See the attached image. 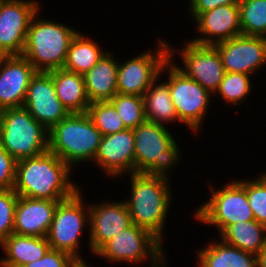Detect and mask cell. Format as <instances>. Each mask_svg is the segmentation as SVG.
Wrapping results in <instances>:
<instances>
[{"label":"cell","mask_w":266,"mask_h":267,"mask_svg":"<svg viewBox=\"0 0 266 267\" xmlns=\"http://www.w3.org/2000/svg\"><path fill=\"white\" fill-rule=\"evenodd\" d=\"M23 107L48 131L69 114L56 95L49 72H36L31 78Z\"/></svg>","instance_id":"cell-15"},{"label":"cell","mask_w":266,"mask_h":267,"mask_svg":"<svg viewBox=\"0 0 266 267\" xmlns=\"http://www.w3.org/2000/svg\"><path fill=\"white\" fill-rule=\"evenodd\" d=\"M76 261L77 259L67 252L50 249L41 259L22 267H72Z\"/></svg>","instance_id":"cell-34"},{"label":"cell","mask_w":266,"mask_h":267,"mask_svg":"<svg viewBox=\"0 0 266 267\" xmlns=\"http://www.w3.org/2000/svg\"><path fill=\"white\" fill-rule=\"evenodd\" d=\"M40 9L37 0L0 3V51L4 56L23 54L30 22Z\"/></svg>","instance_id":"cell-13"},{"label":"cell","mask_w":266,"mask_h":267,"mask_svg":"<svg viewBox=\"0 0 266 267\" xmlns=\"http://www.w3.org/2000/svg\"><path fill=\"white\" fill-rule=\"evenodd\" d=\"M210 242L201 250H195L198 267H257V255L229 245L221 239Z\"/></svg>","instance_id":"cell-23"},{"label":"cell","mask_w":266,"mask_h":267,"mask_svg":"<svg viewBox=\"0 0 266 267\" xmlns=\"http://www.w3.org/2000/svg\"><path fill=\"white\" fill-rule=\"evenodd\" d=\"M17 200L13 189L0 190V244L13 233Z\"/></svg>","instance_id":"cell-33"},{"label":"cell","mask_w":266,"mask_h":267,"mask_svg":"<svg viewBox=\"0 0 266 267\" xmlns=\"http://www.w3.org/2000/svg\"><path fill=\"white\" fill-rule=\"evenodd\" d=\"M189 16L195 21V30L199 33L190 38L196 44L214 46L242 34L239 5H222Z\"/></svg>","instance_id":"cell-18"},{"label":"cell","mask_w":266,"mask_h":267,"mask_svg":"<svg viewBox=\"0 0 266 267\" xmlns=\"http://www.w3.org/2000/svg\"><path fill=\"white\" fill-rule=\"evenodd\" d=\"M162 77L164 76L160 75L142 96L145 117L146 121L159 125H173V122H179V119L171 100L168 83L159 82Z\"/></svg>","instance_id":"cell-25"},{"label":"cell","mask_w":266,"mask_h":267,"mask_svg":"<svg viewBox=\"0 0 266 267\" xmlns=\"http://www.w3.org/2000/svg\"><path fill=\"white\" fill-rule=\"evenodd\" d=\"M37 71L23 55L4 56L0 61V111L23 107L31 78Z\"/></svg>","instance_id":"cell-19"},{"label":"cell","mask_w":266,"mask_h":267,"mask_svg":"<svg viewBox=\"0 0 266 267\" xmlns=\"http://www.w3.org/2000/svg\"><path fill=\"white\" fill-rule=\"evenodd\" d=\"M101 138L87 112L69 113L49 130L48 150L73 169L93 163Z\"/></svg>","instance_id":"cell-3"},{"label":"cell","mask_w":266,"mask_h":267,"mask_svg":"<svg viewBox=\"0 0 266 267\" xmlns=\"http://www.w3.org/2000/svg\"><path fill=\"white\" fill-rule=\"evenodd\" d=\"M107 51L79 30L71 40L63 69L84 75Z\"/></svg>","instance_id":"cell-27"},{"label":"cell","mask_w":266,"mask_h":267,"mask_svg":"<svg viewBox=\"0 0 266 267\" xmlns=\"http://www.w3.org/2000/svg\"><path fill=\"white\" fill-rule=\"evenodd\" d=\"M132 130L135 141V173L170 180L171 168L176 169L182 162L183 155L174 134L167 126L149 121Z\"/></svg>","instance_id":"cell-5"},{"label":"cell","mask_w":266,"mask_h":267,"mask_svg":"<svg viewBox=\"0 0 266 267\" xmlns=\"http://www.w3.org/2000/svg\"><path fill=\"white\" fill-rule=\"evenodd\" d=\"M250 77L244 73H229L225 72L221 83L219 84L218 89L213 94L217 93L220 95V100L222 99L230 105L240 106L245 102L251 93H252V82ZM250 93V94H249Z\"/></svg>","instance_id":"cell-29"},{"label":"cell","mask_w":266,"mask_h":267,"mask_svg":"<svg viewBox=\"0 0 266 267\" xmlns=\"http://www.w3.org/2000/svg\"><path fill=\"white\" fill-rule=\"evenodd\" d=\"M72 267H94L89 265L85 260H77Z\"/></svg>","instance_id":"cell-38"},{"label":"cell","mask_w":266,"mask_h":267,"mask_svg":"<svg viewBox=\"0 0 266 267\" xmlns=\"http://www.w3.org/2000/svg\"><path fill=\"white\" fill-rule=\"evenodd\" d=\"M3 57H4V55L0 51V61L2 60Z\"/></svg>","instance_id":"cell-39"},{"label":"cell","mask_w":266,"mask_h":267,"mask_svg":"<svg viewBox=\"0 0 266 267\" xmlns=\"http://www.w3.org/2000/svg\"><path fill=\"white\" fill-rule=\"evenodd\" d=\"M189 14H201L222 5H238L240 0H189Z\"/></svg>","instance_id":"cell-36"},{"label":"cell","mask_w":266,"mask_h":267,"mask_svg":"<svg viewBox=\"0 0 266 267\" xmlns=\"http://www.w3.org/2000/svg\"><path fill=\"white\" fill-rule=\"evenodd\" d=\"M227 183L219 189L210 183L209 200L195 208L192 214L198 223L215 226L217 235L229 225L255 219L245 187L237 179Z\"/></svg>","instance_id":"cell-8"},{"label":"cell","mask_w":266,"mask_h":267,"mask_svg":"<svg viewBox=\"0 0 266 267\" xmlns=\"http://www.w3.org/2000/svg\"><path fill=\"white\" fill-rule=\"evenodd\" d=\"M49 150L17 161L13 190L18 196L65 200L81 187L69 177L74 170Z\"/></svg>","instance_id":"cell-1"},{"label":"cell","mask_w":266,"mask_h":267,"mask_svg":"<svg viewBox=\"0 0 266 267\" xmlns=\"http://www.w3.org/2000/svg\"><path fill=\"white\" fill-rule=\"evenodd\" d=\"M132 225L125 199L89 203L88 248L94 254L104 243Z\"/></svg>","instance_id":"cell-16"},{"label":"cell","mask_w":266,"mask_h":267,"mask_svg":"<svg viewBox=\"0 0 266 267\" xmlns=\"http://www.w3.org/2000/svg\"><path fill=\"white\" fill-rule=\"evenodd\" d=\"M169 59L161 69L160 75H166L171 100L176 110L179 124L189 127L191 132L202 130L203 119L206 120L213 94L180 71ZM167 74H165L166 72Z\"/></svg>","instance_id":"cell-9"},{"label":"cell","mask_w":266,"mask_h":267,"mask_svg":"<svg viewBox=\"0 0 266 267\" xmlns=\"http://www.w3.org/2000/svg\"><path fill=\"white\" fill-rule=\"evenodd\" d=\"M253 179H239L245 187L249 206L257 222L266 226V172Z\"/></svg>","instance_id":"cell-32"},{"label":"cell","mask_w":266,"mask_h":267,"mask_svg":"<svg viewBox=\"0 0 266 267\" xmlns=\"http://www.w3.org/2000/svg\"><path fill=\"white\" fill-rule=\"evenodd\" d=\"M60 201L18 196L13 233L46 237Z\"/></svg>","instance_id":"cell-20"},{"label":"cell","mask_w":266,"mask_h":267,"mask_svg":"<svg viewBox=\"0 0 266 267\" xmlns=\"http://www.w3.org/2000/svg\"><path fill=\"white\" fill-rule=\"evenodd\" d=\"M49 131L24 107L0 111V145L17 161L48 150Z\"/></svg>","instance_id":"cell-6"},{"label":"cell","mask_w":266,"mask_h":267,"mask_svg":"<svg viewBox=\"0 0 266 267\" xmlns=\"http://www.w3.org/2000/svg\"><path fill=\"white\" fill-rule=\"evenodd\" d=\"M41 10L42 8L30 22L22 55L37 72H49L63 68L71 40L78 30L64 23L42 18L39 15Z\"/></svg>","instance_id":"cell-4"},{"label":"cell","mask_w":266,"mask_h":267,"mask_svg":"<svg viewBox=\"0 0 266 267\" xmlns=\"http://www.w3.org/2000/svg\"><path fill=\"white\" fill-rule=\"evenodd\" d=\"M238 5L242 34L266 38V0H240Z\"/></svg>","instance_id":"cell-28"},{"label":"cell","mask_w":266,"mask_h":267,"mask_svg":"<svg viewBox=\"0 0 266 267\" xmlns=\"http://www.w3.org/2000/svg\"><path fill=\"white\" fill-rule=\"evenodd\" d=\"M127 129H133L146 121L142 96L116 93L110 100Z\"/></svg>","instance_id":"cell-31"},{"label":"cell","mask_w":266,"mask_h":267,"mask_svg":"<svg viewBox=\"0 0 266 267\" xmlns=\"http://www.w3.org/2000/svg\"><path fill=\"white\" fill-rule=\"evenodd\" d=\"M87 114L102 136L127 129L110 100L92 102L88 107Z\"/></svg>","instance_id":"cell-30"},{"label":"cell","mask_w":266,"mask_h":267,"mask_svg":"<svg viewBox=\"0 0 266 267\" xmlns=\"http://www.w3.org/2000/svg\"><path fill=\"white\" fill-rule=\"evenodd\" d=\"M84 200L79 189L72 197L60 201L46 236L51 249L67 252L77 260H86L78 250L84 228H89V205Z\"/></svg>","instance_id":"cell-10"},{"label":"cell","mask_w":266,"mask_h":267,"mask_svg":"<svg viewBox=\"0 0 266 267\" xmlns=\"http://www.w3.org/2000/svg\"><path fill=\"white\" fill-rule=\"evenodd\" d=\"M225 72L255 76L266 67V38L238 35L214 45ZM263 67V68H262Z\"/></svg>","instance_id":"cell-14"},{"label":"cell","mask_w":266,"mask_h":267,"mask_svg":"<svg viewBox=\"0 0 266 267\" xmlns=\"http://www.w3.org/2000/svg\"><path fill=\"white\" fill-rule=\"evenodd\" d=\"M5 254L0 263L7 267H22L41 259L50 249L46 237H34L12 233L1 244Z\"/></svg>","instance_id":"cell-22"},{"label":"cell","mask_w":266,"mask_h":267,"mask_svg":"<svg viewBox=\"0 0 266 267\" xmlns=\"http://www.w3.org/2000/svg\"><path fill=\"white\" fill-rule=\"evenodd\" d=\"M169 59H175L176 51L179 53L183 66L174 63L186 76L198 82L203 88L214 94L225 74L222 59L215 48L211 45H200L190 40L180 48L168 45ZM178 49V50H177Z\"/></svg>","instance_id":"cell-12"},{"label":"cell","mask_w":266,"mask_h":267,"mask_svg":"<svg viewBox=\"0 0 266 267\" xmlns=\"http://www.w3.org/2000/svg\"><path fill=\"white\" fill-rule=\"evenodd\" d=\"M0 267H7V266H5V265H3V264L0 263Z\"/></svg>","instance_id":"cell-40"},{"label":"cell","mask_w":266,"mask_h":267,"mask_svg":"<svg viewBox=\"0 0 266 267\" xmlns=\"http://www.w3.org/2000/svg\"><path fill=\"white\" fill-rule=\"evenodd\" d=\"M49 73L53 79L56 95L68 112H87L91 103L86 94L84 76L63 68L49 71Z\"/></svg>","instance_id":"cell-24"},{"label":"cell","mask_w":266,"mask_h":267,"mask_svg":"<svg viewBox=\"0 0 266 267\" xmlns=\"http://www.w3.org/2000/svg\"><path fill=\"white\" fill-rule=\"evenodd\" d=\"M164 247L148 230L132 224L104 243L93 255L114 264L135 265L148 261L149 267H167Z\"/></svg>","instance_id":"cell-7"},{"label":"cell","mask_w":266,"mask_h":267,"mask_svg":"<svg viewBox=\"0 0 266 267\" xmlns=\"http://www.w3.org/2000/svg\"><path fill=\"white\" fill-rule=\"evenodd\" d=\"M219 238L225 243L258 255L266 246V226L254 220L229 225Z\"/></svg>","instance_id":"cell-26"},{"label":"cell","mask_w":266,"mask_h":267,"mask_svg":"<svg viewBox=\"0 0 266 267\" xmlns=\"http://www.w3.org/2000/svg\"><path fill=\"white\" fill-rule=\"evenodd\" d=\"M157 43L155 52L146 49V52L139 53L122 64L118 61V93L143 96L160 76L162 67L169 60L170 42L159 38Z\"/></svg>","instance_id":"cell-11"},{"label":"cell","mask_w":266,"mask_h":267,"mask_svg":"<svg viewBox=\"0 0 266 267\" xmlns=\"http://www.w3.org/2000/svg\"><path fill=\"white\" fill-rule=\"evenodd\" d=\"M130 176V198L126 205L132 224L148 230L162 243L166 227V219L172 201L171 180L150 176L145 173H133Z\"/></svg>","instance_id":"cell-2"},{"label":"cell","mask_w":266,"mask_h":267,"mask_svg":"<svg viewBox=\"0 0 266 267\" xmlns=\"http://www.w3.org/2000/svg\"><path fill=\"white\" fill-rule=\"evenodd\" d=\"M17 160L0 145V190L13 189Z\"/></svg>","instance_id":"cell-35"},{"label":"cell","mask_w":266,"mask_h":267,"mask_svg":"<svg viewBox=\"0 0 266 267\" xmlns=\"http://www.w3.org/2000/svg\"><path fill=\"white\" fill-rule=\"evenodd\" d=\"M257 267H266V246L257 255Z\"/></svg>","instance_id":"cell-37"},{"label":"cell","mask_w":266,"mask_h":267,"mask_svg":"<svg viewBox=\"0 0 266 267\" xmlns=\"http://www.w3.org/2000/svg\"><path fill=\"white\" fill-rule=\"evenodd\" d=\"M95 166L105 176L121 177L135 173V141L132 129H126L101 138L94 158ZM117 176V177H116Z\"/></svg>","instance_id":"cell-17"},{"label":"cell","mask_w":266,"mask_h":267,"mask_svg":"<svg viewBox=\"0 0 266 267\" xmlns=\"http://www.w3.org/2000/svg\"><path fill=\"white\" fill-rule=\"evenodd\" d=\"M107 51L83 76L90 103L111 100L117 92L118 60Z\"/></svg>","instance_id":"cell-21"}]
</instances>
